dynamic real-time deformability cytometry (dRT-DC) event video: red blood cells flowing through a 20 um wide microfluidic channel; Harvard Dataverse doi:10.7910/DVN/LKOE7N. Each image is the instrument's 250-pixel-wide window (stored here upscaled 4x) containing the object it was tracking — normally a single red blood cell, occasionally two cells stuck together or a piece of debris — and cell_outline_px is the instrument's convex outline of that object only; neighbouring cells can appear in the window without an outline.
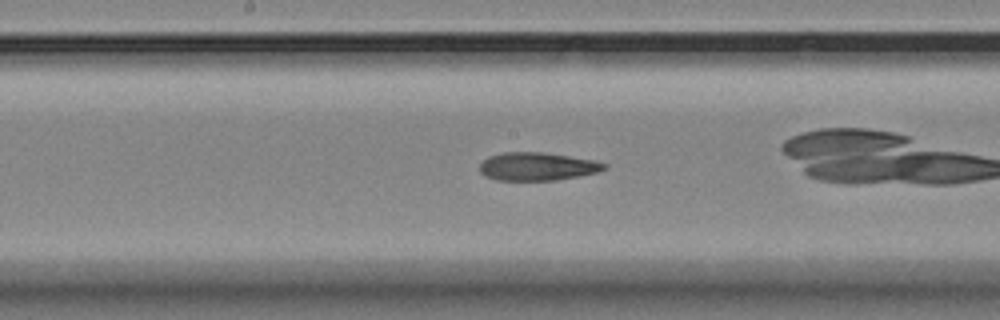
{"species": "Egyptian fruit bat (a non-hibernating species)", "species_latin": "Rousettus aegyptiacus", "temperature_condition": "room temperature", "stored_images_in_passage": 40, "camera_frame_rate_fps": 3000, "um_per_image_px": 0.085, "animal": {"sex": "female"}, "frame": {"image": 1, "passage_image": 12, "time_ms": 3.667, "image_size_px": [1000, 320], "cell_outline_px": [[608, 168], [596, 172], [556, 180], [496, 180], [480, 172], [480, 164], [488, 156], [504, 152], [540, 152], [568, 156], [592, 160], [608, 164]], "centroid_in_image_um": [45.65, 14.14], "position_along_channel_um": 202.5, "area_um2": 20.11}}